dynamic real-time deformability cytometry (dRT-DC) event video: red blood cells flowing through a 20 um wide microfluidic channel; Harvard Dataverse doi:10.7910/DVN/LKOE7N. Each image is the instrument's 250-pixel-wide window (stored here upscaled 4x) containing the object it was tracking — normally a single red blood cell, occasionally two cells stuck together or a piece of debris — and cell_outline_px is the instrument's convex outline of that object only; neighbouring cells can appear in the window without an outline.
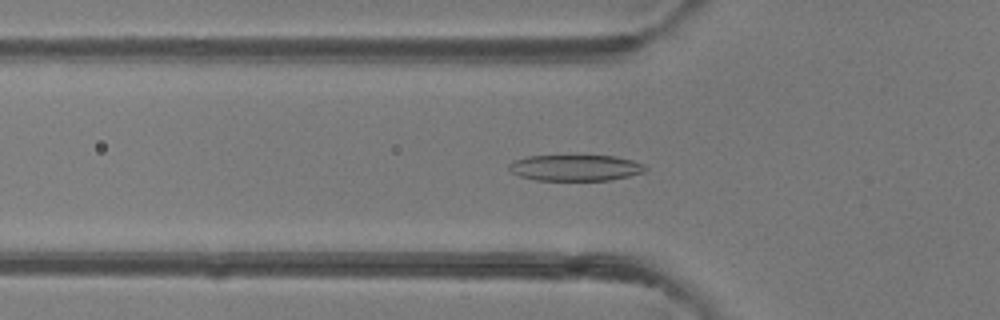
{"species": "common noctule bat (a hibernating species)", "species_latin": "Nyctalus noctula", "temperature_condition": "room temperature", "stored_images_in_passage": 49, "camera_frame_rate_fps": 3000, "um_per_image_px": 0.085, "animal": {"sex": "female"}, "frame": {"image": 1, "passage_image": 17, "time_ms": 5.333, "image_size_px": [1000, 320], "cell_outline_px": [[648, 168], [644, 172], [628, 176], [608, 180], [536, 180], [520, 176], [512, 172], [508, 168], [508, 164], [512, 160], [528, 156], [616, 156], [632, 160], [644, 164]], "centroid_in_image_um": [48.9, 14.26], "position_along_channel_um": 76.9, "area_um2": 20.69}}
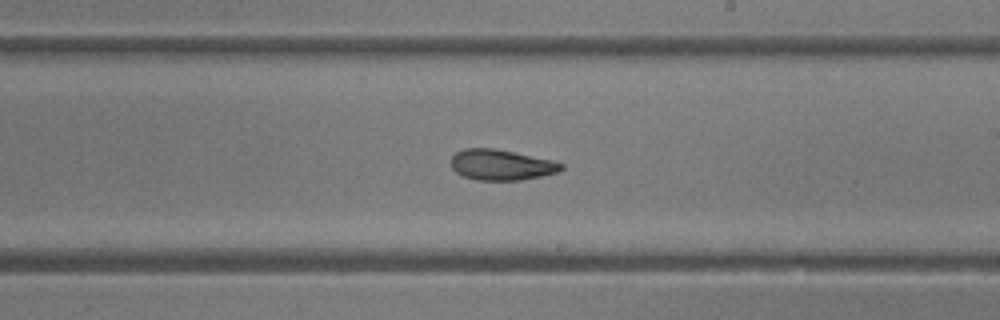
{"frame": {"image": 2, "passage_image": 29, "time_ms": 9.333, "image_size_px": [1000, 320], "cell_outline_px": [[564, 168], [556, 172], [540, 176], [520, 180], [476, 180], [464, 176], [456, 172], [452, 168], [452, 156], [456, 152], [464, 148], [492, 148], [552, 160], [564, 164]], "centroid_in_image_um": [42.59, 14.01], "position_along_channel_um": 246.4, "area_um2": 19.42}}
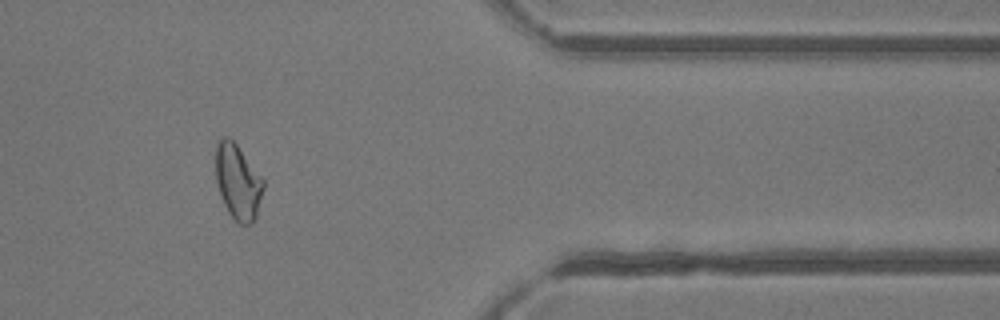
{"frame": {"image": 3, "passage_image": 41, "time_ms": 13.333, "image_size_px": [1000, 320], "cell_outline_px": [[264, 188], [256, 216], [252, 224], [240, 224], [228, 212], [224, 204], [216, 184], [216, 144], [220, 136], [228, 136], [236, 144], [264, 180]], "centroid_in_image_um": [20.21, 15.44], "position_along_channel_um": 391.2, "area_um2": 20.81}, "authors_computed_cell_mechanics": {"area_um2": 21.2704, "velocity_mm_per_s": 4.2246, "shape_relaxation_time_tau1_ms": 3.8036, "shape_relaxation_time_tau2_ms": 3.0506, "deformation_change_tau1": 0.1539, "deformation_change_tau2": 0.1034}}